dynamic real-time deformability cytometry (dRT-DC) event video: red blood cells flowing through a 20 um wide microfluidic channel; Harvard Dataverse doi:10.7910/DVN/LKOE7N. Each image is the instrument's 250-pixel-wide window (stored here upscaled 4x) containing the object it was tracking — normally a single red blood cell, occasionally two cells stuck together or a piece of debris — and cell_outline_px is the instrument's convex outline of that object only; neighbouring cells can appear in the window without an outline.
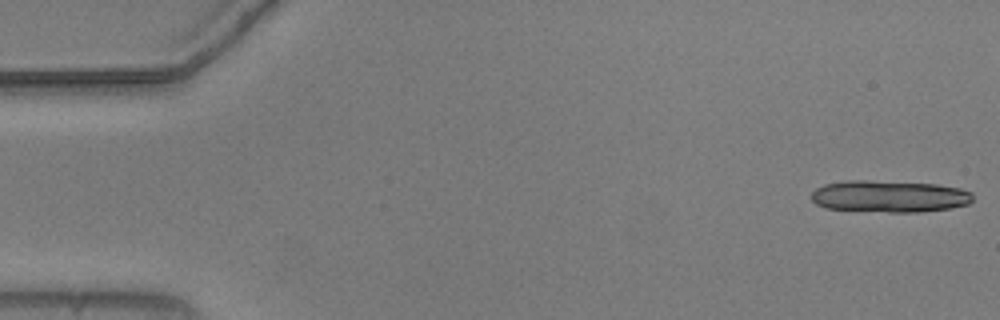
{"species": "common noctule bat (a hibernating species)", "species_latin": "Nyctalus noctula", "temperature_condition": "warm", "stored_images_in_passage": 14, "camera_frame_rate_fps": 3000, "um_per_image_px": 0.085, "animal": {"sex": "male", "body_mass_g": 20.5, "forearm_length_mm": 52.5}, "frame": {"image": 1, "passage_image": 1, "time_ms": 0.0, "image_size_px": [1000, 320], "cell_outline_px": [[972, 200], [968, 204], [952, 208], [924, 212], [888, 212], [824, 208], [816, 204], [812, 200], [812, 192], [816, 188], [824, 184], [848, 180], [864, 180], [936, 184], [960, 188], [972, 192]], "centroid_in_image_um": [75.6, 16.69], "position_along_channel_um": 9.4, "area_um2": 30.11}}